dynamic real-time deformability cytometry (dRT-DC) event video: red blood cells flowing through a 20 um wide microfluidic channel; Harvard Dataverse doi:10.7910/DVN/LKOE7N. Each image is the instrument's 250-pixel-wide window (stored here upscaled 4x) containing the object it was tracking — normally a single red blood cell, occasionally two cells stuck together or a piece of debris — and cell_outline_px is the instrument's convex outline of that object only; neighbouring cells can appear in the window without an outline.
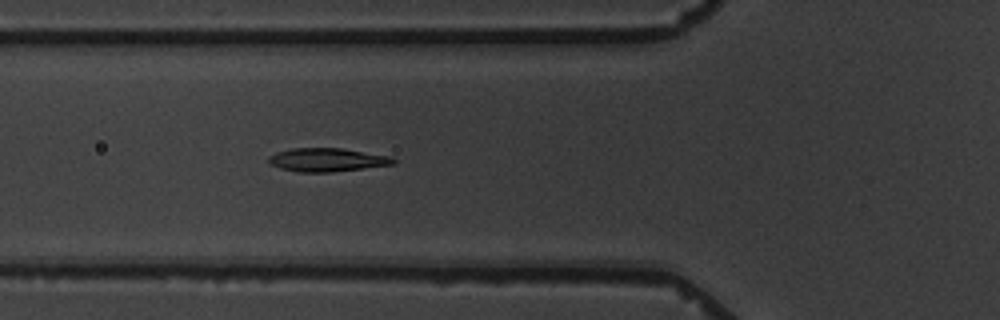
{"species": "common noctule bat (a hibernating species)", "species_latin": "Nyctalus noctula", "temperature_condition": "warm", "stored_images_in_passage": 6, "camera_frame_rate_fps": 3000, "um_per_image_px": 0.085, "animal": {"sex": "male", "body_mass_g": 19.5, "forearm_length_mm": 54.6}, "frame": {"image": 1, "passage_image": 6, "time_ms": 5.667, "image_size_px": [1000, 320], "cell_outline_px": [[396, 164], [332, 172], [296, 172], [280, 168], [272, 164], [268, 160], [268, 156], [276, 152], [292, 148], [344, 148], [392, 156], [396, 160]], "centroid_in_image_um": [27.84, 13.58], "position_along_channel_um": 98.0, "area_um2": 17.22}}